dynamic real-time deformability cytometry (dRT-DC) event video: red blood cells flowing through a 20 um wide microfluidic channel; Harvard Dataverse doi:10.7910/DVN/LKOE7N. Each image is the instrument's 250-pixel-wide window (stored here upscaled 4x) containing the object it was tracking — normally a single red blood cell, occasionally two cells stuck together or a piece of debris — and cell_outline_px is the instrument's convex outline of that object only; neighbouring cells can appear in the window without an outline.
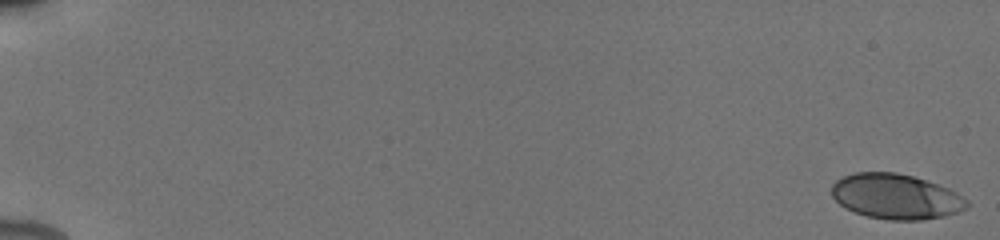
{"species": "human", "species_latin": "Homo sapiens", "temperature_condition": "cold", "stored_images_in_passage": 13, "camera_frame_rate_fps": 3000, "um_per_image_px": 0.085, "donor": {"sex": "male"}, "frame": {"image": 1, "passage_image": 1, "time_ms": 0.0, "image_size_px": [1000, 240], "cell_outline_px": [[968, 208], [944, 216], [920, 220], [888, 220], [868, 216], [844, 208], [832, 196], [832, 184], [836, 180], [844, 176], [856, 172], [896, 172], [912, 176], [948, 188], [956, 192], [968, 200]], "centroid_in_image_um": [76.15, 16.7], "position_along_channel_um": 8.9, "area_um2": 35.43}}
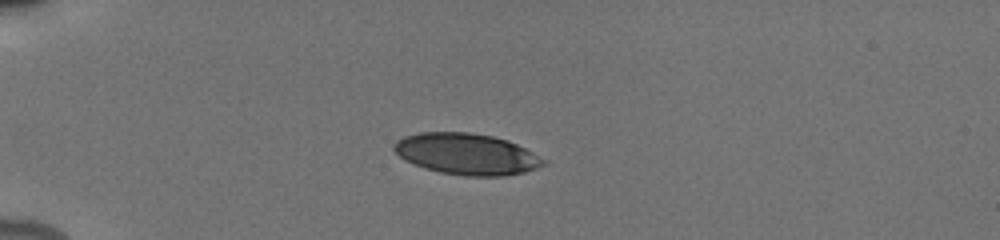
{"frame": {"image": 2, "passage_image": 10, "time_ms": 5.0, "image_size_px": [1000, 240], "cell_outline_px": [[548, 164], [524, 172], [504, 176], [468, 176], [440, 172], [424, 168], [404, 160], [392, 148], [392, 144], [396, 140], [404, 136], [420, 132], [468, 132], [492, 136], [508, 140], [548, 160]], "centroid_in_image_um": [39.66, 13.09], "position_along_channel_um": 45.3, "area_um2": 36.07}}
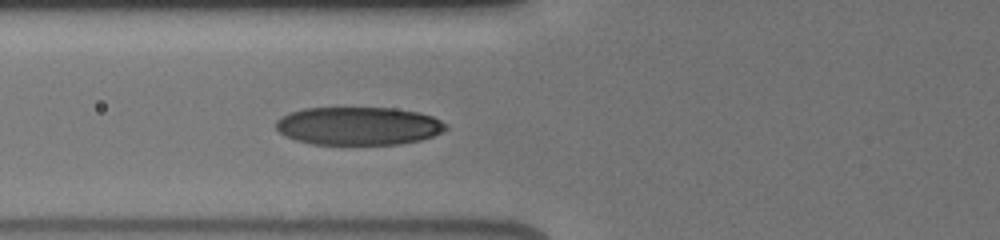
{"frame": {"image": 3, "passage_image": 13, "time_ms": 7.333, "image_size_px": [1000, 240], "cell_outline_px": [[448, 128], [444, 132], [420, 140], [400, 144], [312, 144], [296, 140], [284, 136], [276, 128], [276, 120], [280, 116], [288, 112], [304, 108], [396, 108], [420, 112], [432, 116], [448, 124]], "centroid_in_image_um": [30.47, 10.7], "position_along_channel_um": 95.3, "area_um2": 38.09}}